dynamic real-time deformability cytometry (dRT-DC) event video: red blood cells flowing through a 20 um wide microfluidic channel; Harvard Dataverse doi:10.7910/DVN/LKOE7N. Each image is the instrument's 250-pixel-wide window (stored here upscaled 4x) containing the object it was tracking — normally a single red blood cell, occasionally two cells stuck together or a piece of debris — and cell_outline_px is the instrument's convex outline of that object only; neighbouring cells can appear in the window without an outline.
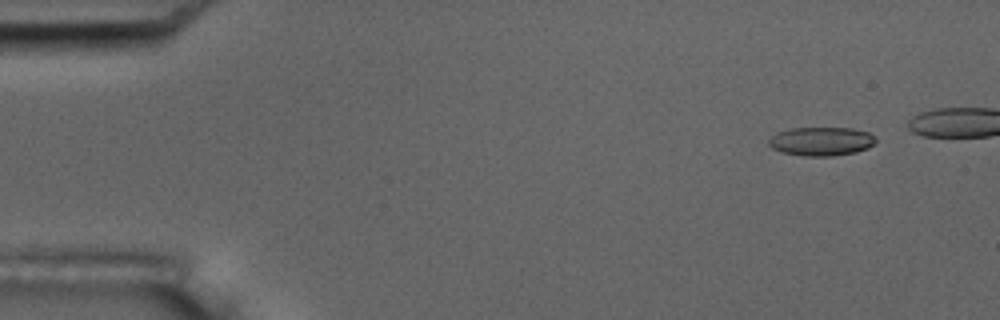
{"species": "common noctule bat (a hibernating species)", "species_latin": "Nyctalus noctula", "temperature_condition": "room temperature", "stored_images_in_passage": 8, "camera_frame_rate_fps": 3000, "um_per_image_px": 0.085, "animal": {"sex": "male", "body_mass_g": 17.5, "forearm_length_mm": 52.3}, "frame": {"image": 1, "passage_image": 2, "time_ms": 1.333, "image_size_px": [1000, 320], "cell_outline_px": [[876, 140], [868, 148], [856, 152], [832, 156], [804, 156], [784, 152], [772, 148], [768, 144], [768, 140], [776, 132], [792, 128], [852, 128], [868, 132], [876, 136]], "centroid_in_image_um": [69.81, 12.01], "position_along_channel_um": 15.2, "area_um2": 17.92}}
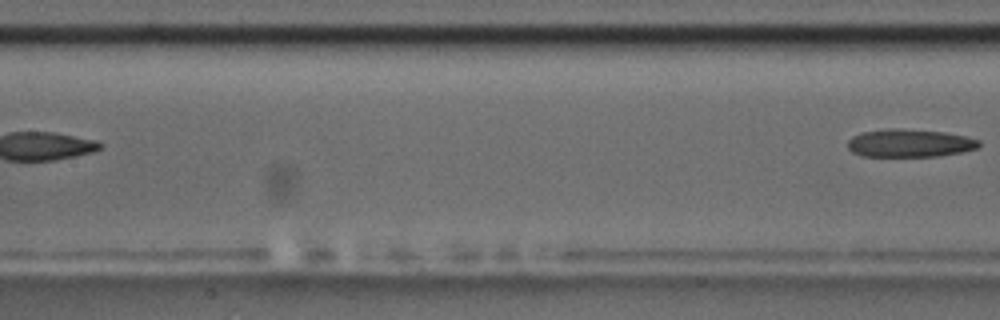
{"frame": {"image": 2, "passage_image": 8, "time_ms": 9.333, "image_size_px": [1000, 320], "cell_outline_px": [[980, 144], [976, 148], [960, 152], [936, 156], [860, 156], [852, 152], [848, 148], [848, 140], [852, 136], [860, 132], [888, 128], [900, 128], [944, 132], [964, 136], [980, 140]], "centroid_in_image_um": [77.26, 12.16], "position_along_channel_um": 130.1, "area_um2": 21.39}}